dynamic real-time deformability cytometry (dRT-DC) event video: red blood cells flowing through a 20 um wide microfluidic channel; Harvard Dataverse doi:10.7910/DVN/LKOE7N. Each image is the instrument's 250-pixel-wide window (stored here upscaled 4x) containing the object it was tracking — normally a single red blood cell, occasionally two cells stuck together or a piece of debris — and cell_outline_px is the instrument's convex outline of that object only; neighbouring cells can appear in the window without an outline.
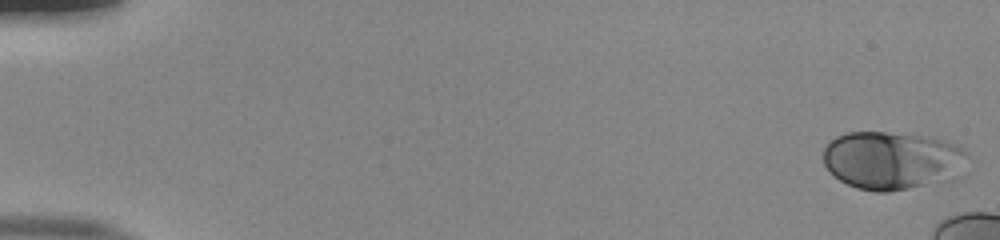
{"species": "human", "species_latin": "Homo sapiens", "temperature_condition": "room temperature", "stored_images_in_passage": 13, "camera_frame_rate_fps": 3000, "um_per_image_px": 0.085, "donor": {"sex": "male"}, "frame": {"image": 1, "passage_image": 1, "time_ms": 0.0, "image_size_px": [1000, 240], "cell_outline_px": [[968, 156], [956, 180], [888, 192], [876, 192], [856, 188], [840, 180], [824, 164], [824, 148], [836, 136], [848, 132], [888, 132], [932, 136], [956, 144], [968, 152]], "centroid_in_image_um": [75.9, 13.63], "position_along_channel_um": 9.1, "area_um2": 49.42}}